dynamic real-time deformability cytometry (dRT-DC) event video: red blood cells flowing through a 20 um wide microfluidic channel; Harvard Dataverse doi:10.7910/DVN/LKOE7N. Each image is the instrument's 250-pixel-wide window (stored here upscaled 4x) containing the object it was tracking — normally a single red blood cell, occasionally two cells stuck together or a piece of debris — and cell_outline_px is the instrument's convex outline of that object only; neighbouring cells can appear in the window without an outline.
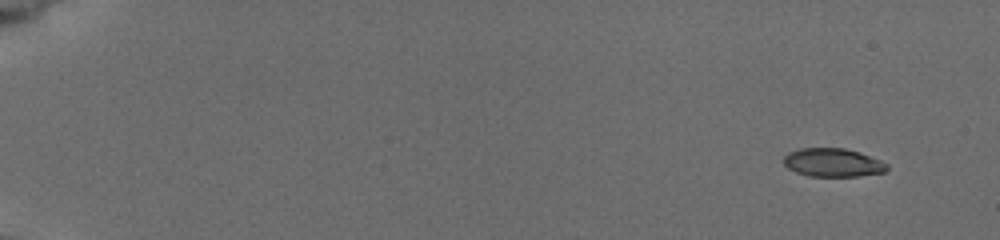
{"species": "common noctule bat (a hibernating species)", "species_latin": "Nyctalus noctula", "temperature_condition": "cold", "stored_images_in_passage": 11, "camera_frame_rate_fps": 3000, "um_per_image_px": 0.085, "animal": {"sex": "female", "body_mass_g": 19.5, "forearm_length_mm": 54.1}, "frame": {"image": 1, "passage_image": 1, "time_ms": 0.0, "image_size_px": [1000, 240], "cell_outline_px": [[888, 168], [884, 172], [860, 176], [808, 176], [796, 172], [788, 168], [784, 164], [784, 156], [788, 152], [800, 148], [844, 148], [860, 152], [880, 160], [888, 164]], "centroid_in_image_um": [70.79, 13.81], "position_along_channel_um": 14.2, "area_um2": 17.17}}
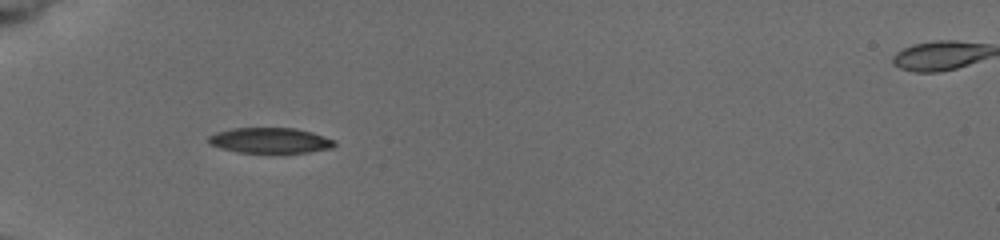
{"frame": {"image": 2, "passage_image": 7, "time_ms": 5.333, "image_size_px": [1000, 240], "cell_outline_px": [[336, 144], [332, 148], [308, 152], [240, 152], [220, 148], [208, 144], [208, 136], [216, 132], [232, 128], [296, 128], [312, 132], [332, 140]], "centroid_in_image_um": [22.91, 11.93], "position_along_channel_um": 62.1, "area_um2": 18.5}}
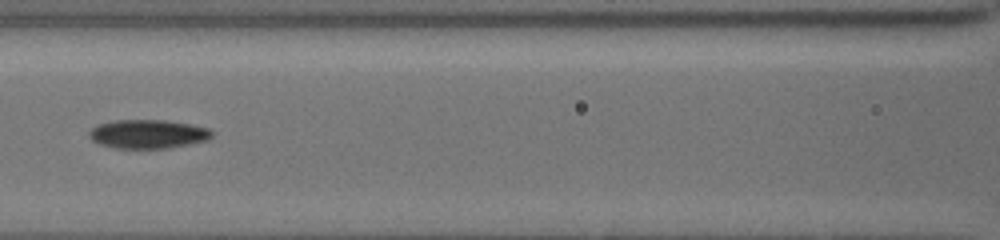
{"frame": {"image": 3, "passage_image": 10, "time_ms": 8.0, "image_size_px": [1000, 240], "cell_outline_px": [[212, 136], [208, 140], [168, 148], [116, 148], [100, 144], [92, 140], [88, 136], [88, 132], [92, 128], [100, 124], [116, 120], [164, 120], [188, 124], [208, 128], [212, 132]], "centroid_in_image_um": [12.56, 11.39], "position_along_channel_um": 154.0, "area_um2": 20.4}}